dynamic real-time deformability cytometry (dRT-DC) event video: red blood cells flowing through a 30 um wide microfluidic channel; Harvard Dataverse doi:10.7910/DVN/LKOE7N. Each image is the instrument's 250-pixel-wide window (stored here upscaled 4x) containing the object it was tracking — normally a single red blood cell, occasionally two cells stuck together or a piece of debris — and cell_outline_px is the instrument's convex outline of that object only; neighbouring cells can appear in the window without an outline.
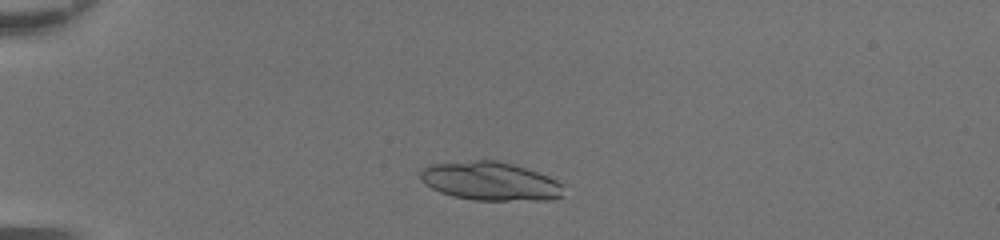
{"species": "common noctule bat (a hibernating species)", "species_latin": "Nyctalus noctula", "temperature_condition": "room temperature", "stored_images_in_passage": 41, "camera_frame_rate_fps": 3000, "um_per_image_px": 0.085, "animal": {"sex": "female", "body_mass_g": 20.0, "forearm_length_mm": 54.0}, "frame": {"image": 1, "passage_image": 6, "time_ms": 1.667, "image_size_px": [1000, 240], "cell_outline_px": [[564, 196], [552, 200], [476, 200], [452, 196], [440, 192], [424, 184], [420, 180], [420, 172], [424, 168], [432, 164], [472, 160], [496, 160], [512, 164], [548, 176], [564, 184]], "centroid_in_image_um": [41.7, 15.41], "position_along_channel_um": 43.3, "area_um2": 32.31}}